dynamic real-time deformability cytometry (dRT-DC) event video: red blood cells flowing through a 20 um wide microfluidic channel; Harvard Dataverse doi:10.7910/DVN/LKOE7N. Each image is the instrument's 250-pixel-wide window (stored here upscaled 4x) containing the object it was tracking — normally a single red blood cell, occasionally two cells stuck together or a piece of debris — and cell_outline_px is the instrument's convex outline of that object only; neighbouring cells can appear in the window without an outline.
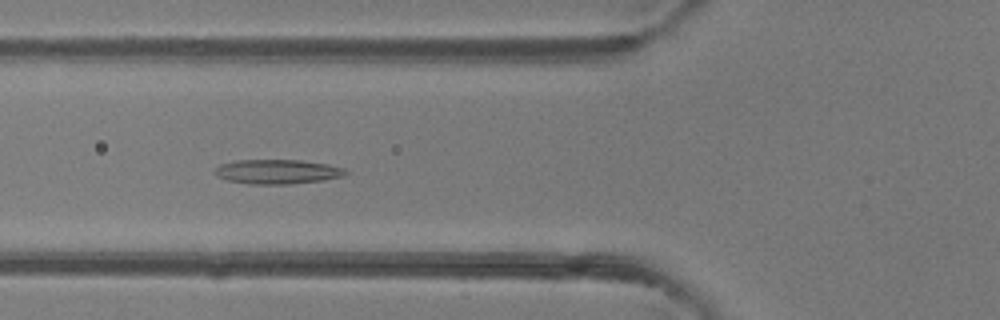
{"species": "common noctule bat (a hibernating species)", "species_latin": "Nyctalus noctula", "temperature_condition": "room temperature", "stored_images_in_passage": 42, "camera_frame_rate_fps": 3000, "um_per_image_px": 0.085, "animal": {"sex": "female"}, "frame": {"image": 1, "passage_image": 11, "time_ms": 3.333, "image_size_px": [1000, 320], "cell_outline_px": [[348, 172], [344, 176], [324, 180], [288, 184], [248, 184], [228, 180], [216, 176], [216, 168], [220, 164], [236, 160], [300, 160], [328, 164], [344, 168]], "centroid_in_image_um": [23.59, 14.59], "position_along_channel_um": 102.2, "area_um2": 18.61}}
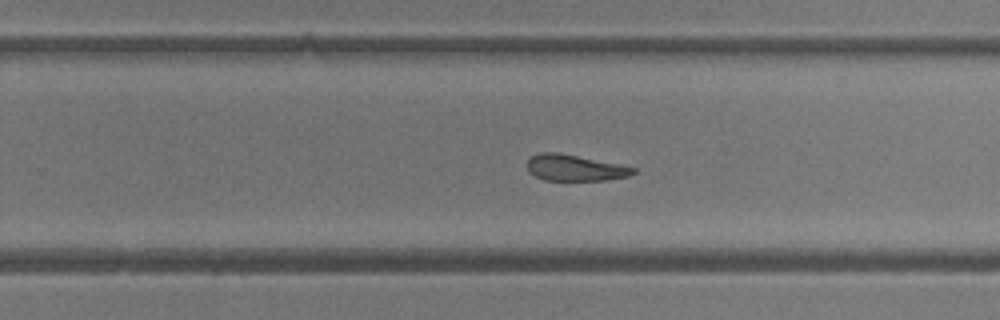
{"frame": {"image": 2, "passage_image": 24, "time_ms": 7.667, "image_size_px": [1000, 320], "cell_outline_px": [[636, 172], [628, 176], [604, 180], [544, 180], [528, 172], [528, 160], [532, 156], [540, 152], [556, 152], [636, 168]], "centroid_in_image_um": [48.82, 14.27], "position_along_channel_um": 281.0, "area_um2": 15.78}}
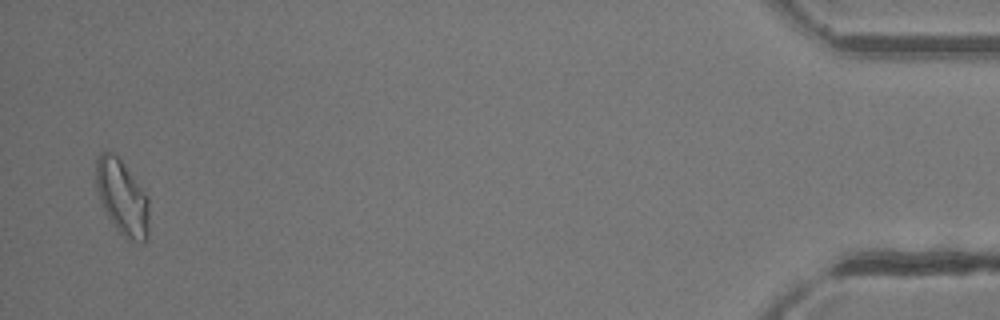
{"frame": {"image": 3, "passage_image": 41, "time_ms": 13.333, "image_size_px": [1000, 320], "cell_outline_px": [[148, 240], [144, 244], [128, 240], [120, 232], [108, 216], [100, 200], [96, 188], [96, 160], [100, 152], [112, 152], [120, 160], [148, 196]], "centroid_in_image_um": [10.4, 16.82], "position_along_channel_um": 424.8, "area_um2": 22.95}, "authors_computed_cell_mechanics": {"area_um2": 18.4671, "velocity_mm_per_s": 4.1198, "shape_relaxation_time_tau1_ms": null, "shape_relaxation_time_tau2_ms": 6.442, "deformation_change_tau1": null, "deformation_change_tau2": 0.1889}}